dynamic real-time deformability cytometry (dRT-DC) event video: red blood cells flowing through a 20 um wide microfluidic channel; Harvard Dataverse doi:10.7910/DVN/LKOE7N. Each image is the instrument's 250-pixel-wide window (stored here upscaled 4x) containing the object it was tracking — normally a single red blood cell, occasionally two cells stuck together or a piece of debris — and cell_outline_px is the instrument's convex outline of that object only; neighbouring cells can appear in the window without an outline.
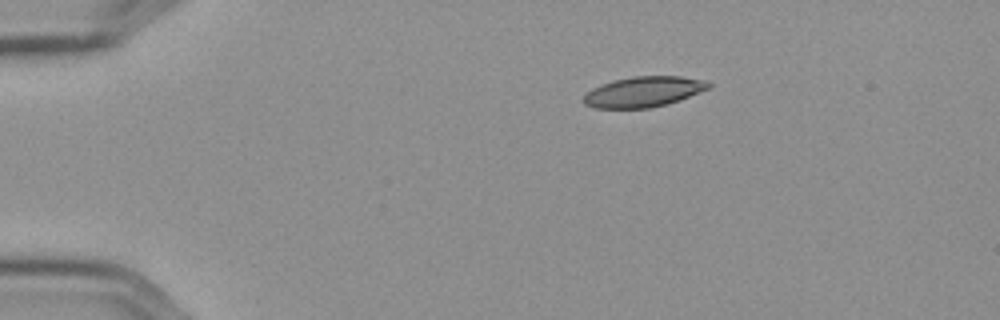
{"species": "Egyptian fruit bat (a non-hibernating species)", "species_latin": "Rousettus aegyptiacus", "temperature_condition": "cold", "stored_images_in_passage": 47, "camera_frame_rate_fps": 3000, "um_per_image_px": 0.085, "frame": {"image": 1, "passage_image": 1, "time_ms": 0.0, "image_size_px": [1000, 320], "cell_outline_px": [[712, 88], [680, 100], [668, 104], [648, 108], [596, 108], [584, 104], [584, 96], [592, 88], [600, 84], [612, 80], [632, 76], [680, 76], [704, 80], [712, 84]], "centroid_in_image_um": [54.73, 7.79], "position_along_channel_um": 30.3, "area_um2": 22.37}}
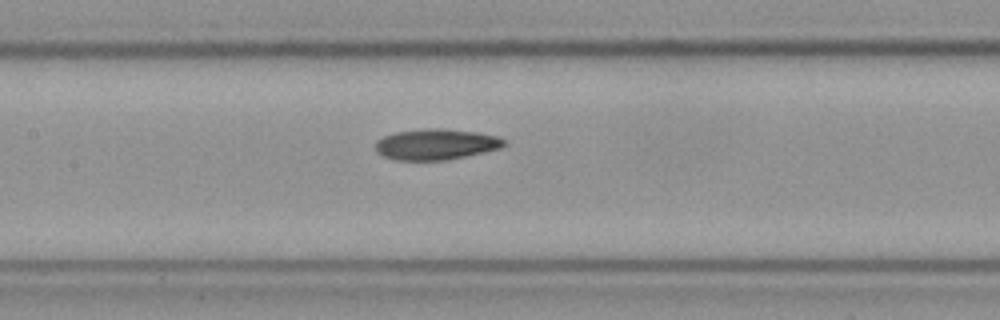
{"frame": {"image": 2, "passage_image": 18, "time_ms": 5.667, "image_size_px": [1000, 320], "cell_outline_px": [[508, 144], [500, 148], [484, 152], [448, 160], [396, 160], [384, 156], [376, 152], [376, 140], [384, 136], [396, 132], [424, 128], [440, 128], [476, 132], [496, 136], [508, 140]], "centroid_in_image_um": [37.08, 12.26], "position_along_channel_um": 170.3, "area_um2": 23.24}}
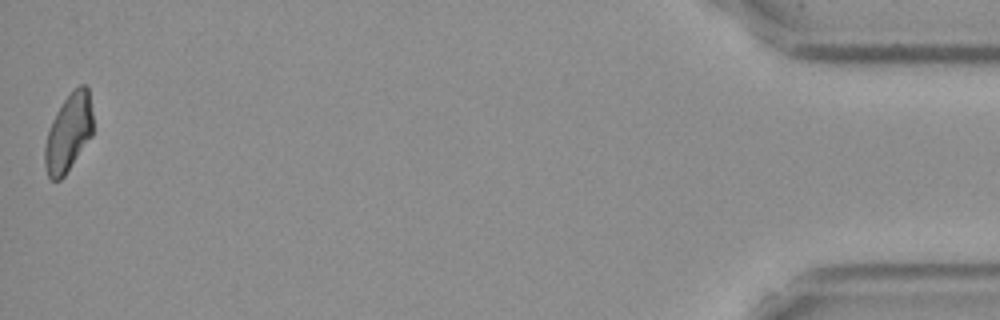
{"frame": {"image": 3, "passage_image": 47, "time_ms": 15.333, "image_size_px": [1000, 320], "cell_outline_px": [[92, 136], [64, 176], [60, 180], [52, 180], [48, 176], [44, 164], [44, 148], [48, 132], [52, 120], [56, 112], [64, 100], [80, 84], [88, 84], [92, 112]], "centroid_in_image_um": [5.82, 11.29], "position_along_channel_um": 429.4, "area_um2": 21.68}, "authors_computed_cell_mechanics": {"area_um2": 22.7732, "velocity_mm_per_s": 3.5817, "shape_relaxation_time_tau1_ms": null, "shape_relaxation_time_tau2_ms": 3.3107, "deformation_change_tau1": null, "deformation_change_tau2": 0.092}}